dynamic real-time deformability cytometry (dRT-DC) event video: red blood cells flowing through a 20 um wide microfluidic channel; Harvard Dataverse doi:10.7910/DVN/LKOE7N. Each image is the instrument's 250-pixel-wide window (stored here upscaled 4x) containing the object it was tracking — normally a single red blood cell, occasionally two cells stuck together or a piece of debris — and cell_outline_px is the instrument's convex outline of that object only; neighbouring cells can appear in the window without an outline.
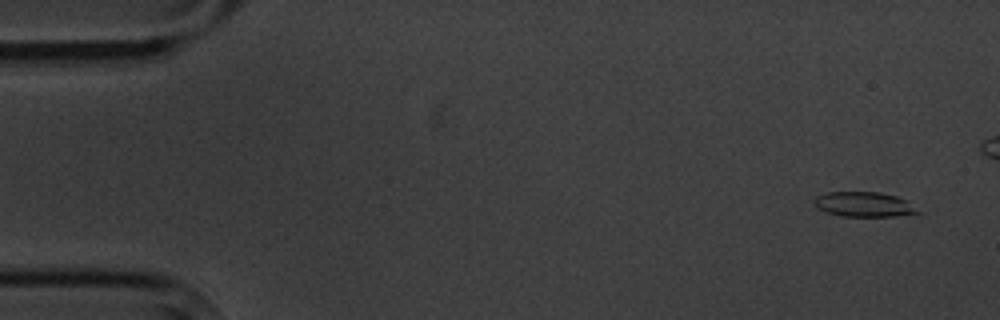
{"species": "common noctule bat (a hibernating species)", "species_latin": "Nyctalus noctula", "temperature_condition": "cold", "stored_images_in_passage": 9, "camera_frame_rate_fps": 3000, "um_per_image_px": 0.085, "animal": {"sex": "male", "body_mass_g": 20.1, "forearm_length_mm": 53.5}, "frame": {"image": 1, "passage_image": 1, "time_ms": 0.0, "image_size_px": [1000, 320], "cell_outline_px": [[924, 212], [896, 216], [840, 216], [824, 212], [816, 208], [812, 204], [812, 200], [816, 196], [828, 192], [880, 192], [896, 196], [904, 200]], "centroid_in_image_um": [73.38, 17.38], "position_along_channel_um": 11.6, "area_um2": 15.2}}
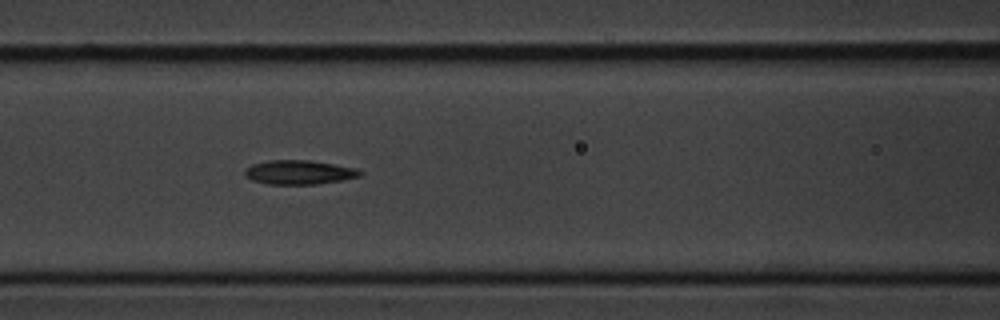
{"frame": {"image": 2, "passage_image": 7, "time_ms": 7.0, "image_size_px": [1000, 320], "cell_outline_px": [[364, 172], [360, 176], [340, 180], [316, 184], [268, 184], [252, 180], [244, 176], [244, 168], [252, 164], [268, 160], [308, 160], [356, 168]], "centroid_in_image_um": [25.37, 14.64], "position_along_channel_um": 141.2, "area_um2": 16.18}}
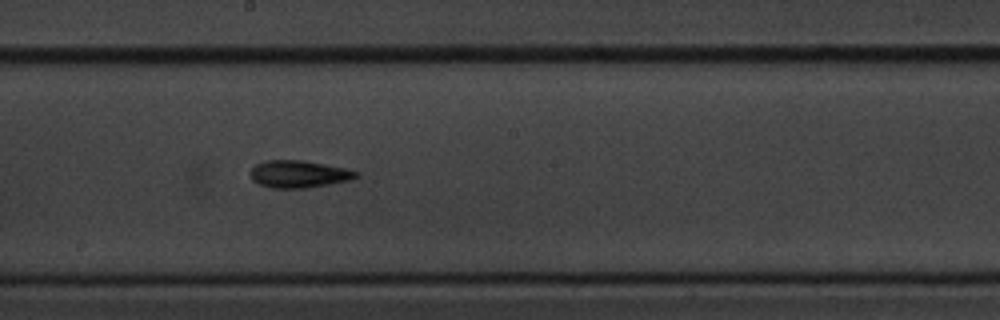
{"frame": {"image": 3, "passage_image": 9, "time_ms": 9.333, "image_size_px": [1000, 320], "cell_outline_px": [[360, 176], [348, 180], [308, 188], [272, 188], [260, 184], [252, 180], [252, 168], [256, 164], [264, 160], [304, 160], [344, 168], [360, 172]], "centroid_in_image_um": [25.41, 14.79], "position_along_channel_um": 222.8, "area_um2": 16.7}}